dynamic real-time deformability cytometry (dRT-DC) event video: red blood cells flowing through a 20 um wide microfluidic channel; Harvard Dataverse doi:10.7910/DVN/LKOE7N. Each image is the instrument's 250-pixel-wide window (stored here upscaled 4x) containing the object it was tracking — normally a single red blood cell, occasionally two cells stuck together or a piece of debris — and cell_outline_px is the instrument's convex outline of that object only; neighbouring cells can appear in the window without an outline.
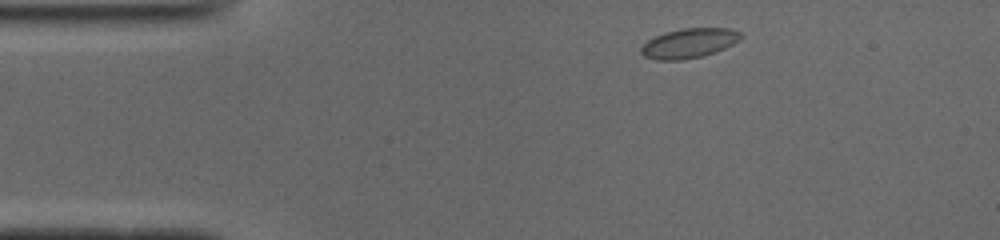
{"species": "common noctule bat (a hibernating species)", "species_latin": "Nyctalus noctula", "temperature_condition": "cold", "stored_images_in_passage": 45, "camera_frame_rate_fps": 3000, "um_per_image_px": 0.085, "animal": {"sex": "male", "body_mass_g": 19.0, "forearm_length_mm": 50.8}, "frame": {"image": 1, "passage_image": 2, "time_ms": 0.333, "image_size_px": [1000, 240], "cell_outline_px": [[744, 36], [740, 40], [716, 52], [704, 56], [680, 60], [656, 60], [644, 56], [640, 52], [640, 48], [648, 40], [664, 32], [684, 28], [728, 28], [740, 32]], "centroid_in_image_um": [58.58, 3.67], "position_along_channel_um": 26.4, "area_um2": 17.28}}
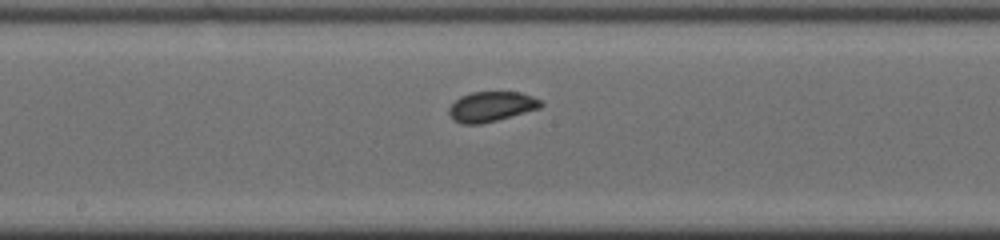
{"frame": {"image": 2, "passage_image": 20, "time_ms": 6.333, "image_size_px": [1000, 240], "cell_outline_px": [[544, 104], [540, 108], [496, 120], [480, 124], [460, 124], [452, 120], [448, 112], [448, 108], [460, 96], [472, 92], [520, 92], [532, 96], [540, 100]], "centroid_in_image_um": [41.73, 9.06], "position_along_channel_um": 206.5, "area_um2": 16.07}}
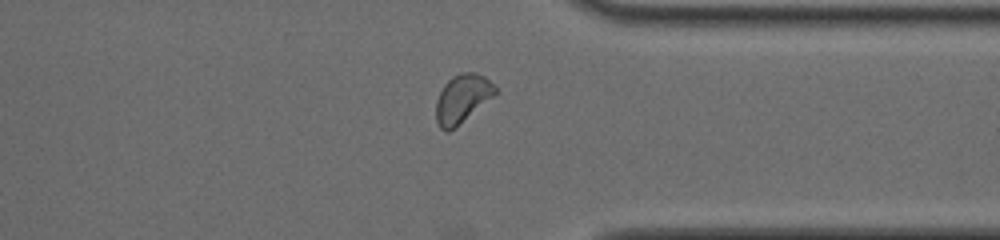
{"frame": {"image": 3, "passage_image": 33, "time_ms": 10.667, "image_size_px": [1000, 240], "cell_outline_px": [[500, 88], [492, 96], [448, 132], [444, 132], [440, 128], [436, 120], [436, 100], [444, 84], [452, 76], [460, 72], [476, 72], [484, 76]], "centroid_in_image_um": [39.28, 8.34], "position_along_channel_um": 372.1, "area_um2": 16.42}, "authors_computed_cell_mechanics": {"area_um2": 16.184, "velocity_mm_per_s": 3.8994, "shape_relaxation_time_tau1_ms": 10.1288, "shape_relaxation_time_tau2_ms": null, "deformation_change_tau1": 0.1247, "deformation_change_tau2": null}}